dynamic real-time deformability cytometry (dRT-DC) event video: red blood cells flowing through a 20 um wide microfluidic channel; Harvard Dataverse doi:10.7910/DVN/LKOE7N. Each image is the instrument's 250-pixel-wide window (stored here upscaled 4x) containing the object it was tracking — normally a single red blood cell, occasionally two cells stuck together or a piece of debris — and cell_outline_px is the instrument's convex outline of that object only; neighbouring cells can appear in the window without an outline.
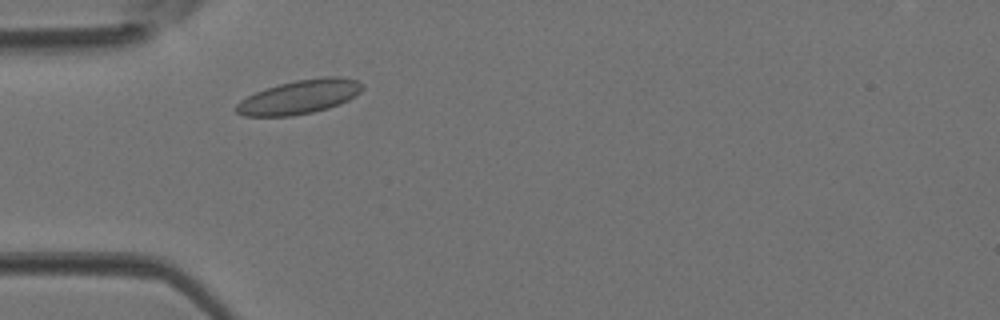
{"species": "Egyptian fruit bat (a non-hibernating species)", "species_latin": "Rousettus aegyptiacus", "temperature_condition": "room temperature", "stored_images_in_passage": 35, "camera_frame_rate_fps": 3000, "um_per_image_px": 0.085, "animal": {"sex": "female"}, "frame": {"image": 1, "passage_image": 5, "time_ms": 1.333, "image_size_px": [1000, 320], "cell_outline_px": [[364, 88], [356, 96], [340, 104], [328, 108], [312, 112], [292, 116], [244, 116], [236, 112], [236, 104], [240, 100], [256, 92], [280, 84], [296, 80], [324, 76], [340, 76], [356, 80], [364, 84]], "centroid_in_image_um": [25.5, 8.23], "position_along_channel_um": 59.5, "area_um2": 24.97}}
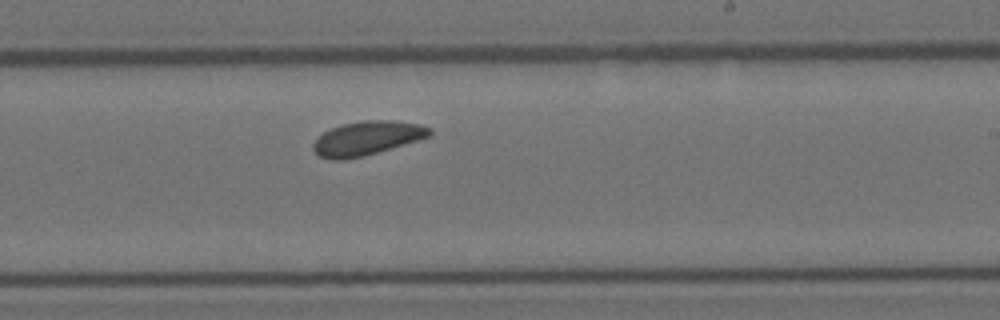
{"frame": {"image": 2, "passage_image": 18, "time_ms": 5.667, "image_size_px": [1000, 320], "cell_outline_px": [[432, 136], [364, 156], [344, 160], [332, 160], [320, 156], [312, 148], [312, 144], [324, 132], [332, 128], [344, 124], [364, 120], [392, 120], [420, 124], [432, 128]], "centroid_in_image_um": [31.23, 11.75], "position_along_channel_um": 257.8, "area_um2": 23.0}}
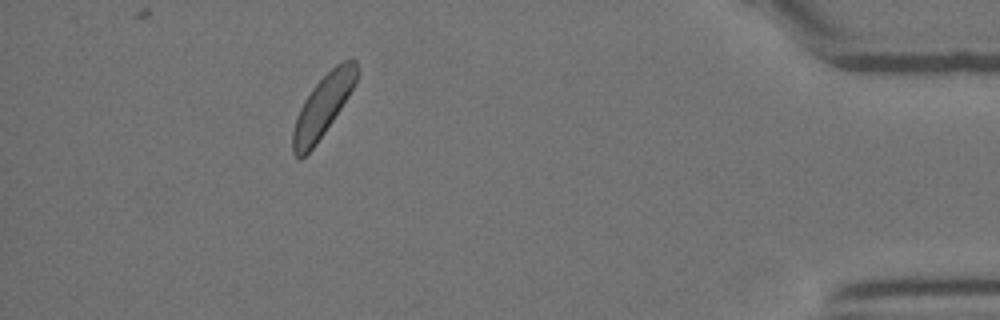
{"frame": {"image": 3, "passage_image": 31, "time_ms": 10.0, "image_size_px": [1000, 320], "cell_outline_px": [[356, 80], [348, 96], [316, 144], [300, 160], [292, 152], [292, 132], [296, 116], [304, 100], [312, 88], [336, 64], [352, 56], [356, 60]], "centroid_in_image_um": [27.4, 9.02], "position_along_channel_um": 407.8, "area_um2": 22.37}}